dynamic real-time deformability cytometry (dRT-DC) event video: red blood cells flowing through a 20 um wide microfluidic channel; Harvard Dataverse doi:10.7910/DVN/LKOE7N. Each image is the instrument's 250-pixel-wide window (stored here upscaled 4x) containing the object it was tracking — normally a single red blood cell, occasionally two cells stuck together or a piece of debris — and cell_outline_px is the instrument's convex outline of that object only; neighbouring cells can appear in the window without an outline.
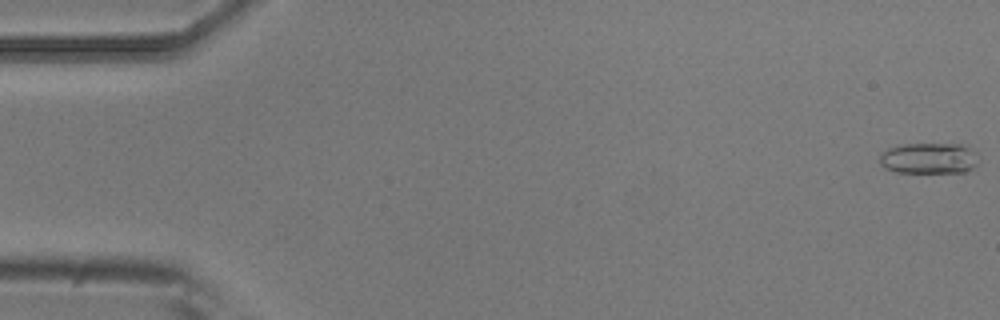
{"species": "common noctule bat (a hibernating species)", "species_latin": "Nyctalus noctula", "temperature_condition": "room temperature", "stored_images_in_passage": 6, "camera_frame_rate_fps": 3000, "um_per_image_px": 0.085, "animal": {"sex": "male", "body_mass_g": 20.5, "forearm_length_mm": 52.5}, "frame": {"image": 1, "passage_image": 1, "time_ms": 0.0, "image_size_px": [1000, 320], "cell_outline_px": [[976, 164], [972, 168], [964, 172], [896, 172], [884, 168], [880, 164], [880, 152], [888, 148], [900, 144], [968, 144], [976, 152]], "centroid_in_image_um": [78.94, 13.44], "position_along_channel_um": 6.1, "area_um2": 18.03}}
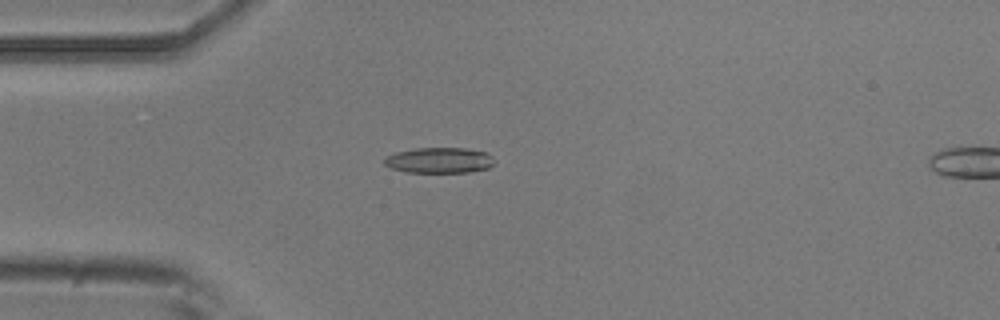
{"frame": {"image": 2, "passage_image": 5, "time_ms": 4.667, "image_size_px": [1000, 320], "cell_outline_px": [[496, 164], [488, 168], [468, 172], [408, 172], [392, 168], [384, 164], [384, 160], [388, 156], [396, 152], [416, 148], [464, 148], [488, 152], [492, 156]], "centroid_in_image_um": [37.4, 13.62], "position_along_channel_um": 47.6, "area_um2": 16.42}}